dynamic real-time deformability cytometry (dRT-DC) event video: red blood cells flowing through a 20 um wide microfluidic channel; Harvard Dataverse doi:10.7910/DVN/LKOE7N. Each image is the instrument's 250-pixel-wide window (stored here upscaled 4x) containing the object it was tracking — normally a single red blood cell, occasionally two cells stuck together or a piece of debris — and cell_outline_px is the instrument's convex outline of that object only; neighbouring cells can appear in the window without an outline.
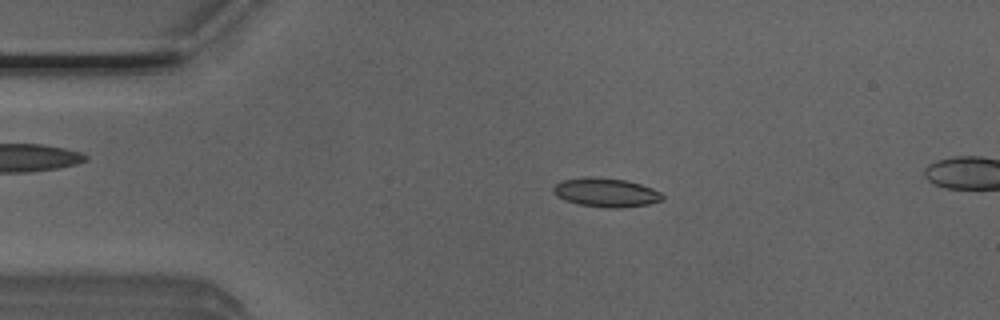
{"species": "Egyptian fruit bat (a non-hibernating species)", "species_latin": "Rousettus aegyptiacus", "temperature_condition": "room temperature", "stored_images_in_passage": 48, "camera_frame_rate_fps": 3000, "um_per_image_px": 0.085, "animal": {"sex": "male"}, "frame": {"image": 1, "passage_image": 9, "time_ms": 2.667, "image_size_px": [1000, 320], "cell_outline_px": [[664, 200], [648, 204], [620, 208], [608, 208], [580, 204], [564, 200], [556, 196], [552, 192], [552, 188], [556, 184], [564, 180], [584, 176], [592, 176], [624, 180], [640, 184], [652, 188], [660, 192], [664, 196]], "centroid_in_image_um": [51.49, 16.36], "position_along_channel_um": 33.5, "area_um2": 18.44}}
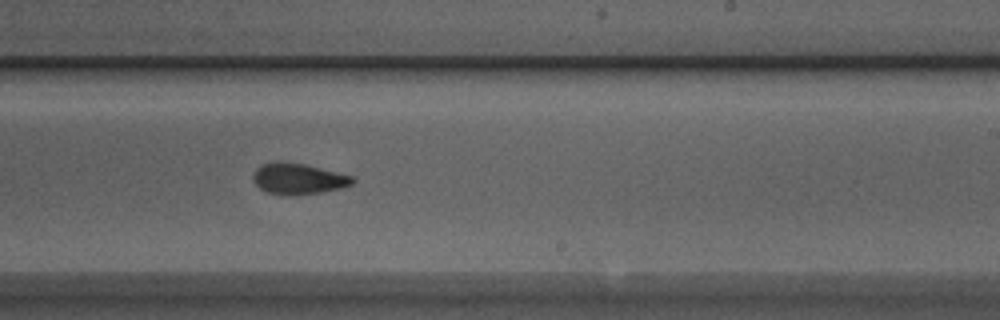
{"frame": {"image": 2, "passage_image": 29, "time_ms": 9.333, "image_size_px": [1000, 320], "cell_outline_px": [[356, 180], [352, 184], [340, 188], [320, 192], [268, 192], [260, 188], [252, 180], [252, 176], [256, 168], [260, 164], [272, 160], [280, 160], [304, 164], [352, 176]], "centroid_in_image_um": [25.31, 15.12], "position_along_channel_um": 263.7, "area_um2": 17.34}}
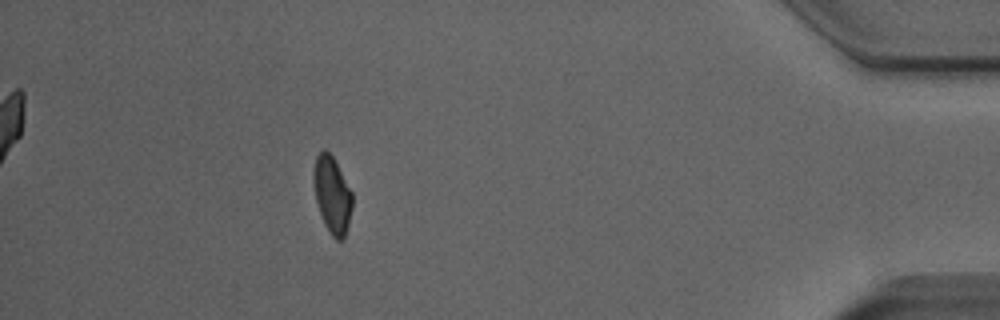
{"frame": {"image": 3, "passage_image": 44, "time_ms": 14.333, "image_size_px": [1000, 320], "cell_outline_px": [[352, 208], [348, 224], [344, 236], [340, 240], [336, 240], [328, 232], [324, 224], [316, 200], [312, 180], [312, 176], [316, 156], [324, 148], [332, 156], [352, 192]], "centroid_in_image_um": [28.21, 16.56], "position_along_channel_um": 407.0, "area_um2": 17.17}, "authors_computed_cell_mechanics": {"area_um2": 18.0336, "velocity_mm_per_s": 4.0183, "shape_relaxation_time_tau1_ms": 7.6312, "shape_relaxation_time_tau2_ms": 2.1178, "deformation_change_tau1": 0.1831, "deformation_change_tau2": 0.077}}